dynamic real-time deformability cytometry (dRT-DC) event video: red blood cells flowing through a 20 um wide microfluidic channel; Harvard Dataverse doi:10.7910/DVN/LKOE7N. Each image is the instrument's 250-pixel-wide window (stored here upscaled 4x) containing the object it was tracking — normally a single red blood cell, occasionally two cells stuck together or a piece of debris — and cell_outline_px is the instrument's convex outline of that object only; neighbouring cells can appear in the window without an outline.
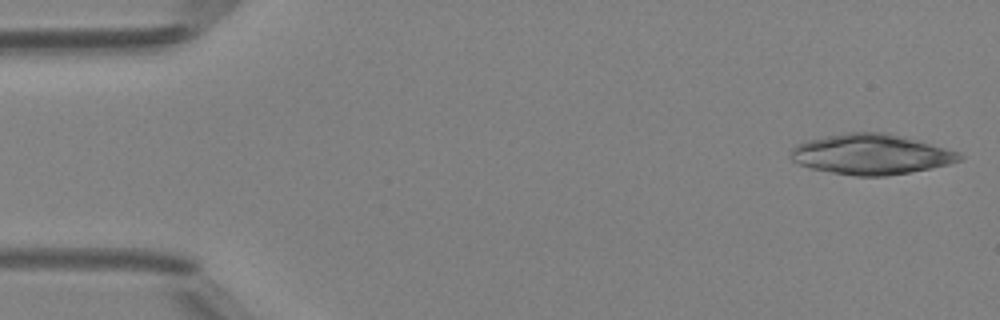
{"species": "Egyptian fruit bat (a non-hibernating species)", "species_latin": "Rousettus aegyptiacus", "temperature_condition": "room temperature", "stored_images_in_passage": 47, "camera_frame_rate_fps": 3000, "um_per_image_px": 0.085, "animal": {"sex": "female"}, "frame": {"image": 1, "passage_image": 1, "time_ms": 0.0, "image_size_px": [1000, 320], "cell_outline_px": [[964, 160], [948, 164], [888, 176], [856, 176], [832, 172], [812, 168], [800, 164], [792, 160], [788, 156], [792, 148], [796, 144], [804, 140], [844, 132], [888, 132], [920, 140], [960, 152], [964, 156]], "centroid_in_image_um": [74.04, 13.09], "position_along_channel_um": 11.0, "area_um2": 40.0}}
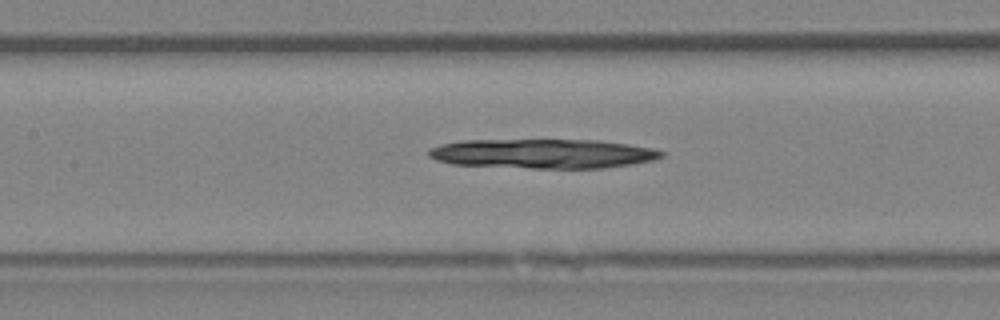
{"frame": {"image": 2, "passage_image": 21, "time_ms": 6.667, "image_size_px": [1000, 320], "cell_outline_px": [[664, 156], [652, 160], [632, 164], [604, 168], [532, 168], [452, 164], [436, 160], [428, 156], [428, 148], [440, 144], [464, 140], [600, 140], [652, 148], [664, 152]], "centroid_in_image_um": [46.12, 13.06], "position_along_channel_um": 161.3, "area_um2": 39.94}}
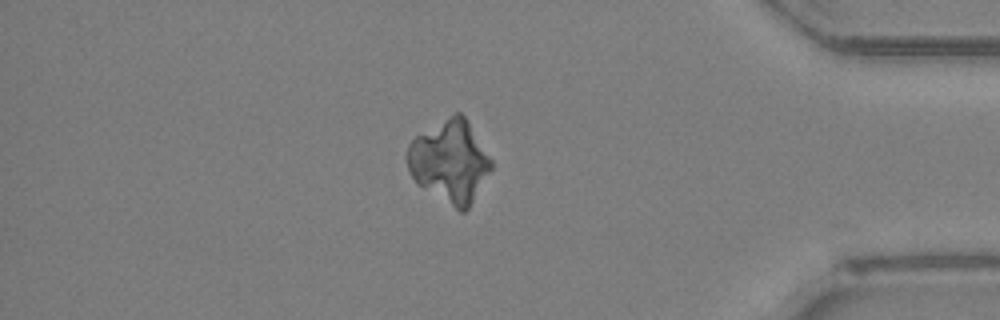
{"frame": {"image": 3, "passage_image": 40, "time_ms": 13.0, "image_size_px": [1000, 320], "cell_outline_px": [[492, 168], [468, 208], [464, 212], [460, 212], [416, 184], [408, 168], [404, 156], [408, 144], [416, 136], [456, 112], [460, 112], [464, 116], [492, 160]], "centroid_in_image_um": [38.2, 13.74], "position_along_channel_um": 397.0, "area_um2": 39.88}}